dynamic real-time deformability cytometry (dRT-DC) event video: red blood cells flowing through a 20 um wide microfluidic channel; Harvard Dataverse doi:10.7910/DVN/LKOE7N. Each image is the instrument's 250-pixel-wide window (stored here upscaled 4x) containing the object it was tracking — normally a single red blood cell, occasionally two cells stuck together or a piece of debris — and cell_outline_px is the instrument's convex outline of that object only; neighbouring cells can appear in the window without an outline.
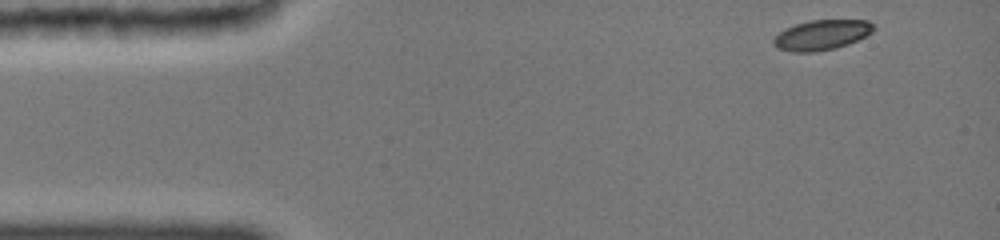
{"species": "common noctule bat (a hibernating species)", "species_latin": "Nyctalus noctula", "temperature_condition": "cold", "stored_images_in_passage": 50, "camera_frame_rate_fps": 3000, "um_per_image_px": 0.085, "animal": {"sex": "female", "body_mass_g": 19.0, "forearm_length_mm": 51.5}, "frame": {"image": 1, "passage_image": 1, "time_ms": 0.0, "image_size_px": [1000, 240], "cell_outline_px": [[872, 32], [856, 40], [832, 48], [812, 52], [796, 52], [780, 48], [772, 44], [772, 40], [780, 32], [796, 24], [812, 20], [868, 20], [872, 24]], "centroid_in_image_um": [69.81, 2.96], "position_along_channel_um": 15.2, "area_um2": 16.88}}
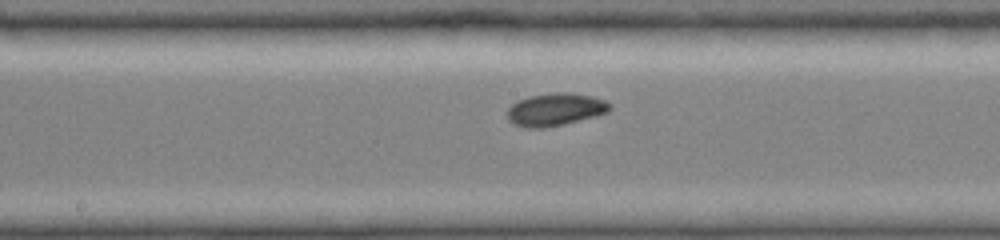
{"frame": {"image": 2, "passage_image": 26, "time_ms": 7.0, "image_size_px": [1000, 240], "cell_outline_px": [[608, 112], [564, 124], [548, 128], [524, 128], [512, 124], [508, 120], [508, 108], [512, 104], [528, 96], [556, 92], [568, 92], [588, 96], [604, 100], [608, 104]], "centroid_in_image_um": [47.12, 9.32], "position_along_channel_um": 201.1, "area_um2": 19.25}}
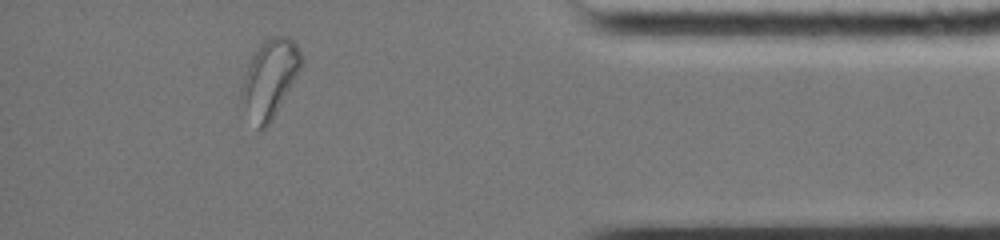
{"frame": {"image": 3, "passage_image": 48, "time_ms": 13.0, "image_size_px": [1000, 240], "cell_outline_px": [[304, 60], [300, 68], [272, 120], [260, 132], [240, 104], [240, 88], [248, 64], [252, 56], [260, 44], [264, 40], [272, 36], [288, 36], [296, 44]], "centroid_in_image_um": [22.89, 6.67], "position_along_channel_um": 412.3, "area_um2": 26.93}}